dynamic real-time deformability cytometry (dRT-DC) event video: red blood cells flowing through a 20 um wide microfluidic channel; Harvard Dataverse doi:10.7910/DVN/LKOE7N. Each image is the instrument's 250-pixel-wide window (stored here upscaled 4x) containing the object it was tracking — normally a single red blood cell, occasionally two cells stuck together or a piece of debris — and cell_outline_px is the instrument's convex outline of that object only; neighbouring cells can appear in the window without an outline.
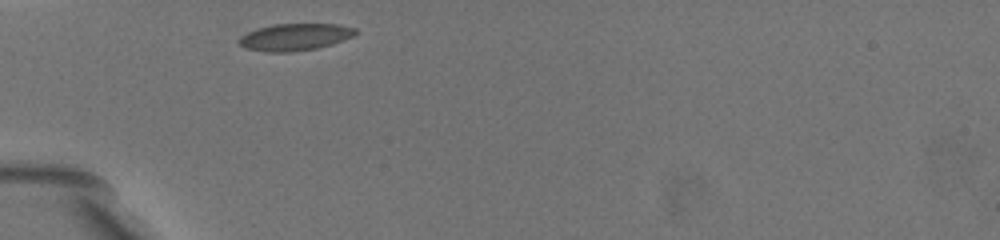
{"species": "common noctule bat (a hibernating species)", "species_latin": "Nyctalus noctula", "temperature_condition": "warm", "stored_images_in_passage": 16, "camera_frame_rate_fps": 3000, "um_per_image_px": 0.085, "animal": {"sex": "female", "body_mass_g": 19.5, "forearm_length_mm": 54.1}, "frame": {"image": 1, "passage_image": 1, "time_ms": 0.0, "image_size_px": [1000, 240], "cell_outline_px": [[356, 32], [352, 36], [332, 44], [316, 48], [288, 52], [268, 52], [244, 48], [236, 40], [240, 36], [256, 28], [272, 24], [336, 24], [356, 28]], "centroid_in_image_um": [25.01, 3.14], "position_along_channel_um": 60.0, "area_um2": 18.26}}
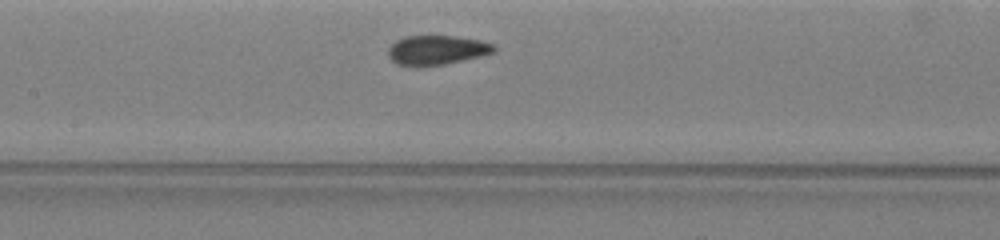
{"frame": {"image": 2, "passage_image": 6, "time_ms": 3.333, "image_size_px": [1000, 240], "cell_outline_px": [[496, 52], [480, 56], [444, 64], [416, 68], [396, 64], [388, 56], [388, 48], [396, 40], [404, 36], [456, 36], [480, 40], [496, 44]], "centroid_in_image_um": [37.11, 4.27], "position_along_channel_um": 170.3, "area_um2": 18.5}}
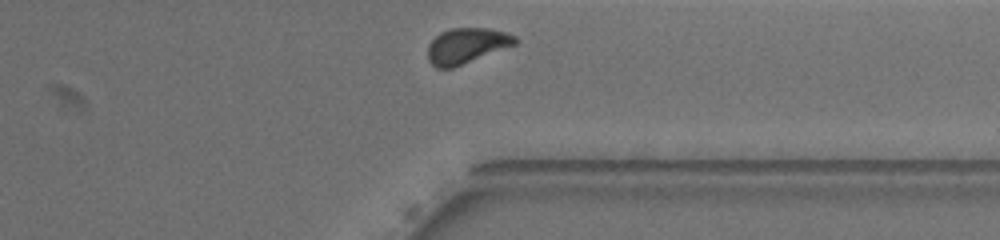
{"frame": {"image": 3, "passage_image": 15, "time_ms": 9.0, "image_size_px": [1000, 240], "cell_outline_px": [[520, 40], [516, 44], [452, 68], [436, 68], [428, 60], [428, 44], [440, 32], [452, 28], [488, 28], [504, 32], [516, 36]], "centroid_in_image_um": [39.65, 3.88], "position_along_channel_um": 371.7, "area_um2": 17.98}, "authors_computed_cell_mechanics": {"area_um2": 18.3226, "velocity_mm_per_s": 3.5674, "shape_relaxation_time_tau1_ms": 3.4366, "shape_relaxation_time_tau2_ms": 1.43, "deformation_change_tau1": 0.1091, "deformation_change_tau2": 0.0375}}